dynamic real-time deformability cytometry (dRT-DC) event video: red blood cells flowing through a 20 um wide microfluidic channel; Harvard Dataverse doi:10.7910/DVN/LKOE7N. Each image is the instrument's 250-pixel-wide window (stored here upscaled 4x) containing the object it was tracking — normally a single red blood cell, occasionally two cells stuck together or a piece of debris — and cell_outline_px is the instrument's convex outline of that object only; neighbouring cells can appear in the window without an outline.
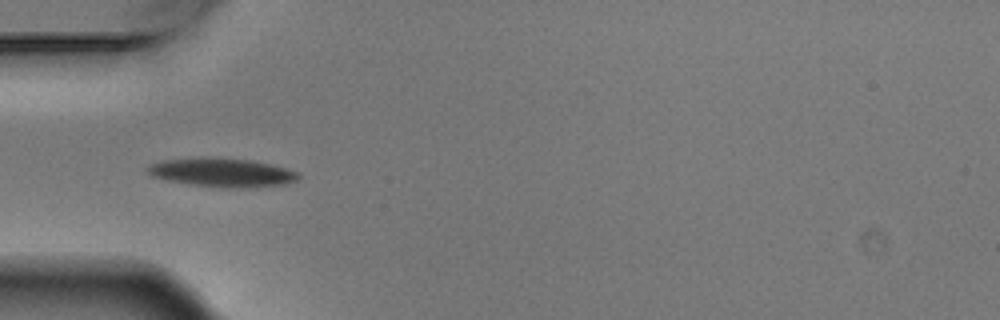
{"species": "Egyptian fruit bat (a non-hibernating species)", "species_latin": "Rousettus aegyptiacus", "temperature_condition": "warm", "stored_images_in_passage": 8, "camera_frame_rate_fps": 3000, "um_per_image_px": 0.085, "animal": {"sex": "male"}, "frame": {"image": 1, "passage_image": 5, "time_ms": 1.333, "image_size_px": [1000, 320], "cell_outline_px": [[300, 176], [296, 180], [284, 184], [248, 188], [220, 188], [188, 184], [168, 180], [152, 176], [144, 168], [148, 164], [164, 160], [204, 156], [252, 160], [284, 168], [296, 172]], "centroid_in_image_um": [18.8, 14.66], "position_along_channel_um": 66.2, "area_um2": 25.49}}
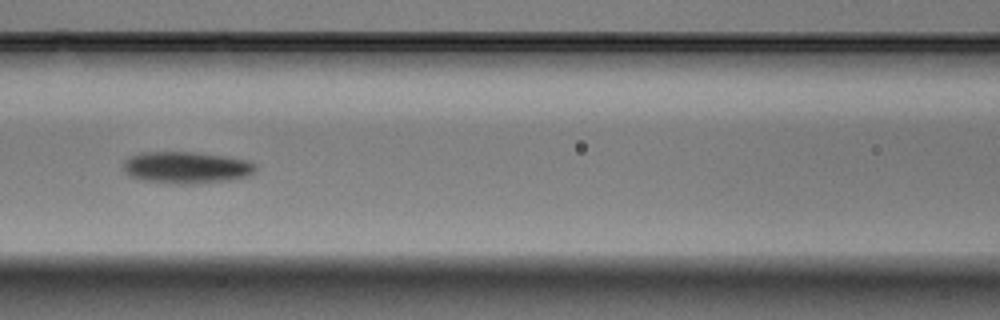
{"frame": {"image": 2, "passage_image": 7, "time_ms": 2.0, "image_size_px": [1000, 320], "cell_outline_px": [[256, 172], [248, 176], [232, 180], [192, 184], [168, 184], [144, 180], [128, 176], [124, 172], [124, 160], [140, 152], [192, 152], [228, 156], [248, 160], [256, 164]], "centroid_in_image_um": [15.87, 14.25], "position_along_channel_um": 150.7, "area_um2": 24.91}}
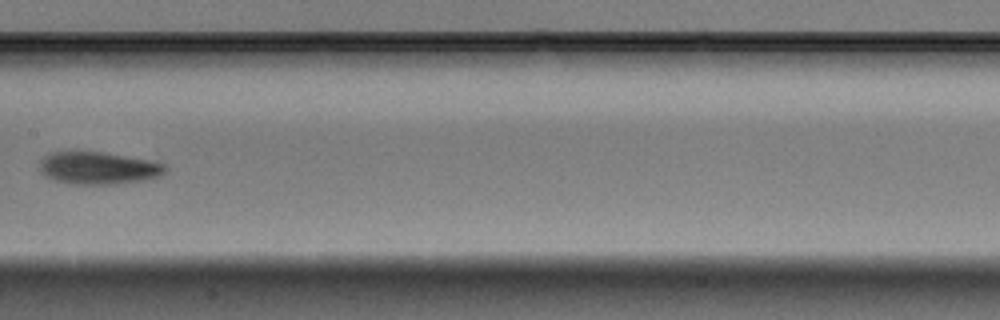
{"frame": {"image": 3, "passage_image": 8, "time_ms": 2.333, "image_size_px": [1000, 320], "cell_outline_px": [[168, 172], [160, 176], [144, 180], [112, 184], [68, 184], [52, 180], [44, 176], [40, 172], [40, 160], [44, 156], [52, 152], [104, 152], [148, 160], [168, 164]], "centroid_in_image_um": [8.37, 14.29], "position_along_channel_um": 199.0, "area_um2": 23.99}}